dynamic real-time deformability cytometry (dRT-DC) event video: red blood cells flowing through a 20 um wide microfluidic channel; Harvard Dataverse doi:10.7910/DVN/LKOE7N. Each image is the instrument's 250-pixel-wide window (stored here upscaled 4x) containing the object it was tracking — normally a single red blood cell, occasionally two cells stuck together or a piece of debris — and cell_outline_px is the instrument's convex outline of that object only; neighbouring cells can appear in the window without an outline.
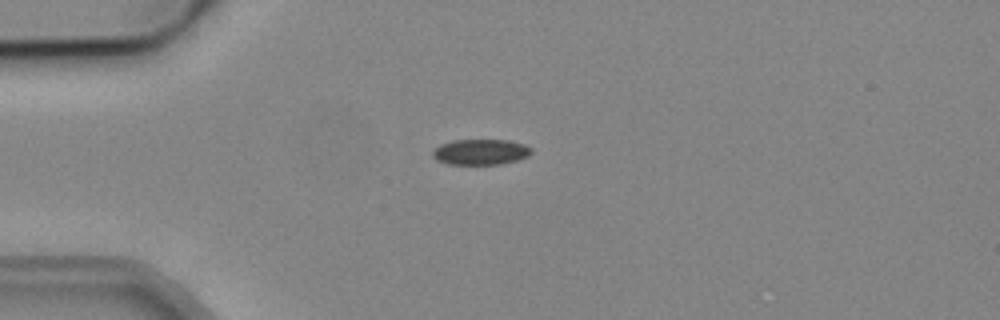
{"species": "common noctule bat (a hibernating species)", "species_latin": "Nyctalus noctula", "temperature_condition": "cold", "stored_images_in_passage": 41, "camera_frame_rate_fps": 3000, "um_per_image_px": 0.085, "animal": {"sex": "male", "body_mass_g": 19.2, "forearm_length_mm": 51.8}, "frame": {"image": 1, "passage_image": 2, "time_ms": 0.333, "image_size_px": [1000, 320], "cell_outline_px": [[532, 152], [528, 156], [516, 160], [500, 164], [448, 164], [436, 160], [432, 156], [432, 152], [440, 144], [452, 140], [508, 140], [524, 144], [532, 148]], "centroid_in_image_um": [40.84, 12.91], "position_along_channel_um": 44.2, "area_um2": 14.74}}
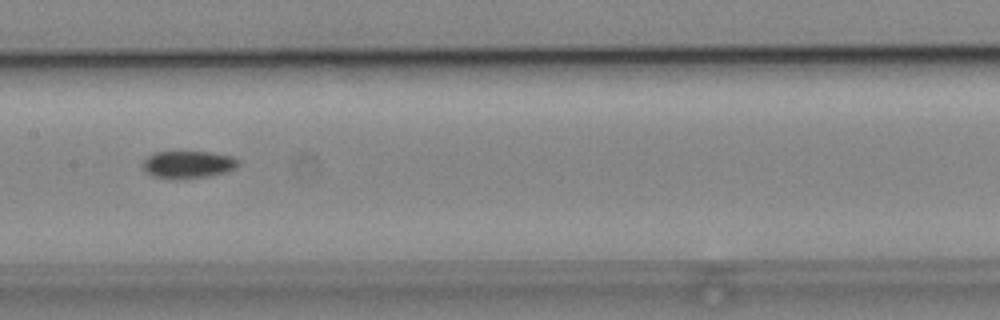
{"frame": {"image": 2, "passage_image": 15, "time_ms": 4.667, "image_size_px": [1000, 320], "cell_outline_px": [[240, 164], [236, 168], [228, 172], [208, 176], [176, 180], [172, 180], [152, 176], [144, 172], [144, 156], [152, 152], [212, 152], [232, 156], [240, 160]], "centroid_in_image_um": [15.98, 13.99], "position_along_channel_um": 191.4, "area_um2": 15.72}}
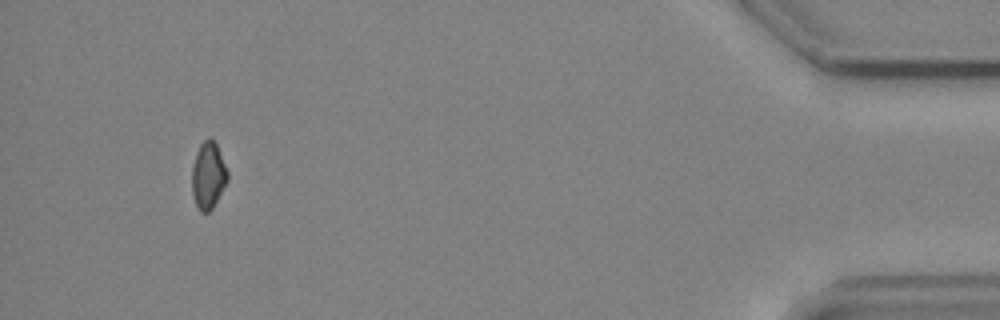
{"frame": {"image": 3, "passage_image": 38, "time_ms": 12.333, "image_size_px": [1000, 320], "cell_outline_px": [[228, 180], [212, 208], [208, 212], [200, 212], [192, 196], [192, 168], [196, 152], [200, 144], [208, 136], [216, 144], [228, 172]], "centroid_in_image_um": [17.68, 14.91], "position_along_channel_um": 417.5, "area_um2": 13.76}, "authors_computed_cell_mechanics": {"area_um2": 14.9124, "velocity_mm_per_s": 3.9, "shape_relaxation_time_tau1_ms": 4.8947, "shape_relaxation_time_tau2_ms": 9.2329, "deformation_change_tau1": 0.0699, "deformation_change_tau2": 0.1325}}